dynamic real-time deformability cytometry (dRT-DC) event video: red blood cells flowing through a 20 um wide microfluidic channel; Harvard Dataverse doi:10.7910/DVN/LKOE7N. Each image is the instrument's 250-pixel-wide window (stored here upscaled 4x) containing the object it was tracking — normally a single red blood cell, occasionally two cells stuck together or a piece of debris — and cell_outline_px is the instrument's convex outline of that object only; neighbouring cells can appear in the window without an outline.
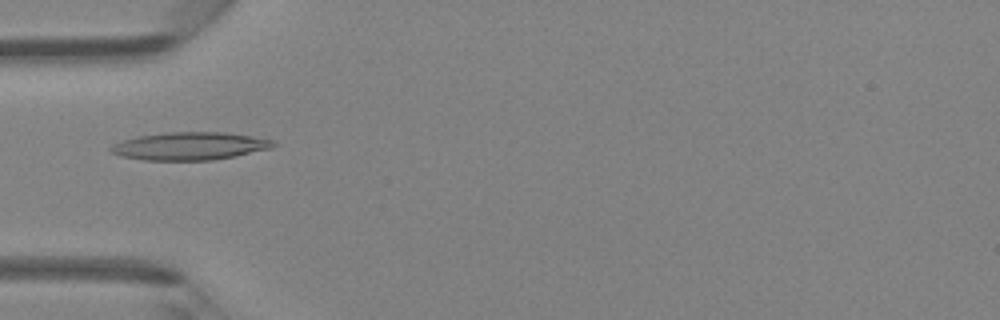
{"species": "Egyptian fruit bat (a non-hibernating species)", "species_latin": "Rousettus aegyptiacus", "temperature_condition": "room temperature", "stored_images_in_passage": 46, "camera_frame_rate_fps": 3000, "um_per_image_px": 0.085, "animal": {"sex": "female"}, "frame": {"image": 1, "passage_image": 15, "time_ms": 4.667, "image_size_px": [1000, 320], "cell_outline_px": [[276, 144], [272, 148], [236, 156], [212, 160], [144, 160], [120, 156], [112, 152], [108, 148], [112, 144], [136, 136], [168, 132], [224, 132], [252, 136], [272, 140]], "centroid_in_image_um": [16.12, 12.41], "position_along_channel_um": 68.9, "area_um2": 26.36}}
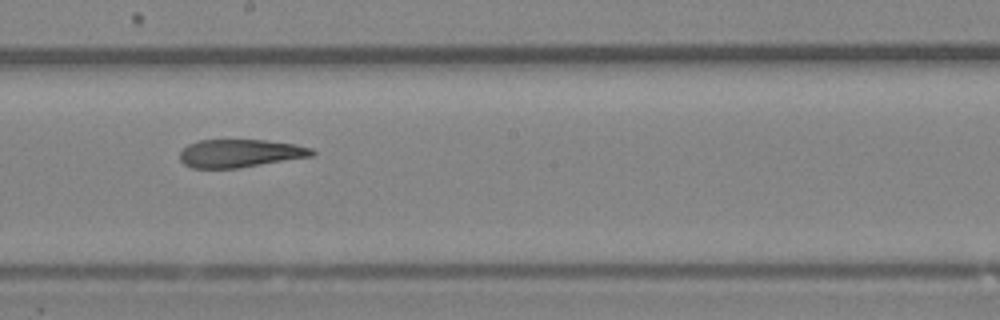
{"frame": {"image": 2, "passage_image": 26, "time_ms": 8.333, "image_size_px": [1000, 320], "cell_outline_px": [[316, 152], [312, 156], [236, 168], [192, 168], [184, 164], [180, 160], [180, 152], [188, 144], [200, 140], [264, 140], [296, 144], [312, 148]], "centroid_in_image_um": [20.4, 13.02], "position_along_channel_um": 227.8, "area_um2": 21.44}}
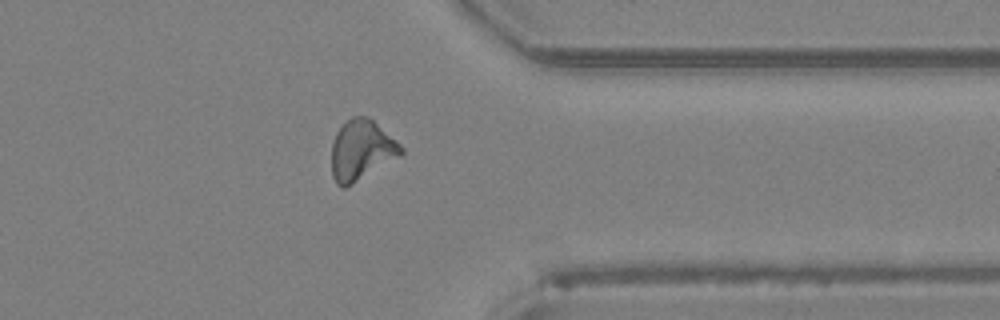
{"frame": {"image": 3, "passage_image": 37, "time_ms": 12.0, "image_size_px": [1000, 320], "cell_outline_px": [[404, 152], [400, 156], [352, 184], [344, 188], [340, 188], [336, 184], [332, 176], [332, 144], [336, 132], [352, 116], [368, 116], [400, 144], [404, 148]], "centroid_in_image_um": [30.71, 12.78], "position_along_channel_um": 380.7, "area_um2": 24.16}, "authors_computed_cell_mechanics": {"area_um2": 23.4379, "velocity_mm_per_s": 4.3514, "shape_relaxation_time_tau1_ms": null, "shape_relaxation_time_tau2_ms": 3.5098, "deformation_change_tau1": null, "deformation_change_tau2": 0.1406}}